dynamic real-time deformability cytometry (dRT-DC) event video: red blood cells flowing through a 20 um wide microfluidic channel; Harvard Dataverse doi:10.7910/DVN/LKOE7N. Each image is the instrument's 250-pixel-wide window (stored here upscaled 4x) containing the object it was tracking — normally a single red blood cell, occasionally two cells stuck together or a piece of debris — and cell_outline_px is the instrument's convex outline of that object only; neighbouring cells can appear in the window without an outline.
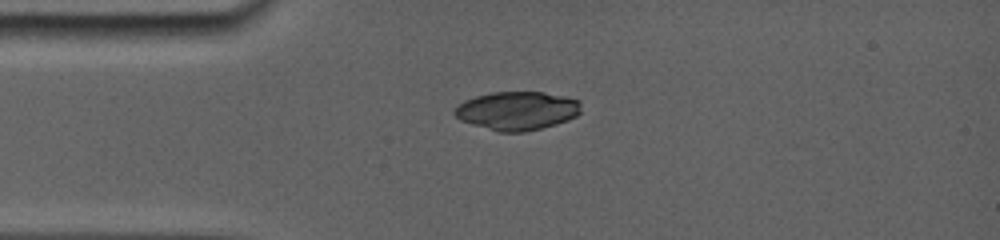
{"species": "common noctule bat (a hibernating species)", "species_latin": "Nyctalus noctula", "temperature_condition": "room temperature", "stored_images_in_passage": 23, "camera_frame_rate_fps": 5000, "um_per_image_px": 0.085, "animal": {"sex": "female", "body_mass_g": 19.0, "forearm_length_mm": 56.7}, "frame": {"image": 1, "passage_image": 1, "time_ms": 0.0, "image_size_px": [1000, 240], "cell_outline_px": [[580, 112], [576, 116], [540, 128], [520, 132], [504, 132], [460, 120], [452, 112], [464, 100], [476, 96], [492, 92], [544, 92], [568, 96], [580, 100]], "centroid_in_image_um": [43.97, 9.38], "position_along_channel_um": 41.0, "area_um2": 27.92}}
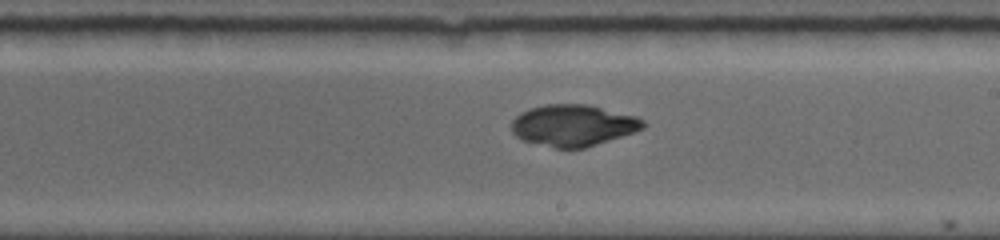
{"frame": {"image": 2, "passage_image": 19, "time_ms": 5.6, "image_size_px": [1000, 240], "cell_outline_px": [[644, 128], [584, 148], [556, 148], [524, 140], [516, 136], [512, 132], [512, 120], [520, 112], [528, 108], [544, 104], [584, 104], [636, 116], [644, 120]], "centroid_in_image_um": [48.67, 10.64], "position_along_channel_um": 240.3, "area_um2": 31.39}}
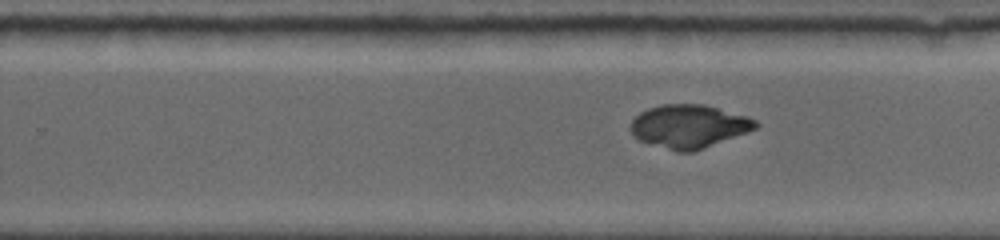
{"frame": {"image": 3, "passage_image": 22, "time_ms": 6.4, "image_size_px": [1000, 240], "cell_outline_px": [[760, 124], [756, 128], [748, 132], [704, 148], [692, 152], [676, 152], [640, 140], [632, 136], [632, 120], [640, 112], [648, 108], [660, 104], [704, 104], [748, 116], [756, 120]], "centroid_in_image_um": [58.58, 10.73], "position_along_channel_um": 271.2, "area_um2": 31.56}}